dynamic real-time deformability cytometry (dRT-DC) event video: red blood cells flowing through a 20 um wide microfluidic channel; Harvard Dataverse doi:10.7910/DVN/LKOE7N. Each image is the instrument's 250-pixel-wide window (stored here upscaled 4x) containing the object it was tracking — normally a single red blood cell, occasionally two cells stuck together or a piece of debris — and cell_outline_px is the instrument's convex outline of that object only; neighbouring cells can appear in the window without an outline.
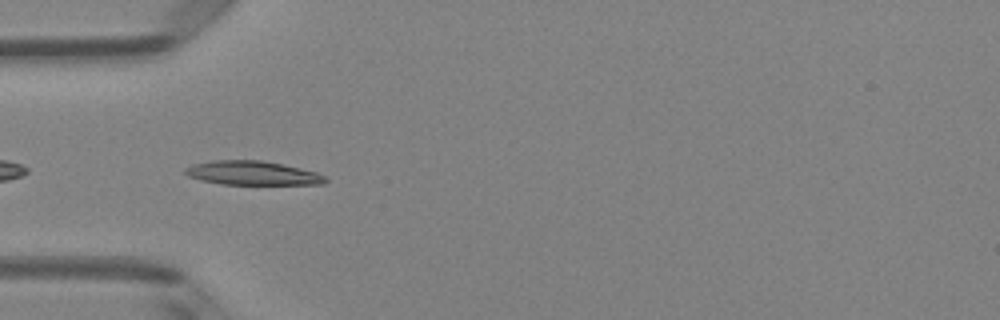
{"species": "Egyptian fruit bat (a non-hibernating species)", "species_latin": "Rousettus aegyptiacus", "temperature_condition": "room temperature", "stored_images_in_passage": 37, "camera_frame_rate_fps": 3000, "um_per_image_px": 0.085, "animal": {"sex": "female"}, "frame": {"image": 1, "passage_image": 2, "time_ms": 0.333, "image_size_px": [1000, 320], "cell_outline_px": [[328, 180], [324, 184], [220, 184], [200, 180], [188, 176], [184, 172], [184, 168], [192, 164], [212, 160], [260, 160], [300, 168], [316, 172], [324, 176]], "centroid_in_image_um": [21.41, 14.71], "position_along_channel_um": 63.6, "area_um2": 19.54}}
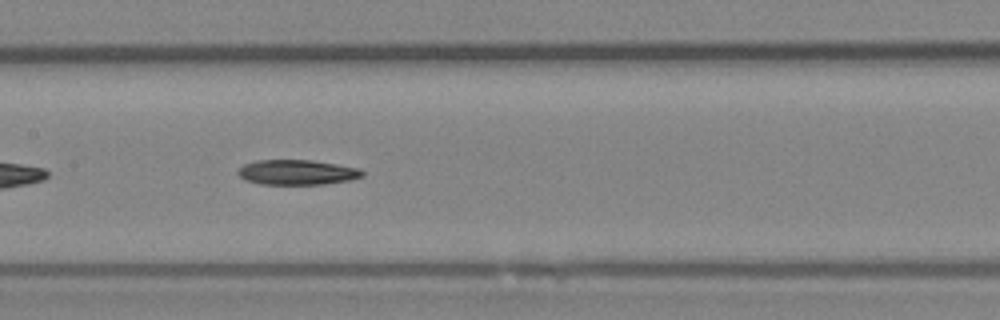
{"frame": {"image": 2, "passage_image": 11, "time_ms": 3.333, "image_size_px": [1000, 320], "cell_outline_px": [[364, 176], [348, 180], [324, 184], [260, 184], [244, 180], [236, 172], [244, 164], [256, 160], [312, 160], [360, 168], [364, 172]], "centroid_in_image_um": [25.24, 14.64], "position_along_channel_um": 182.2, "area_um2": 18.15}}
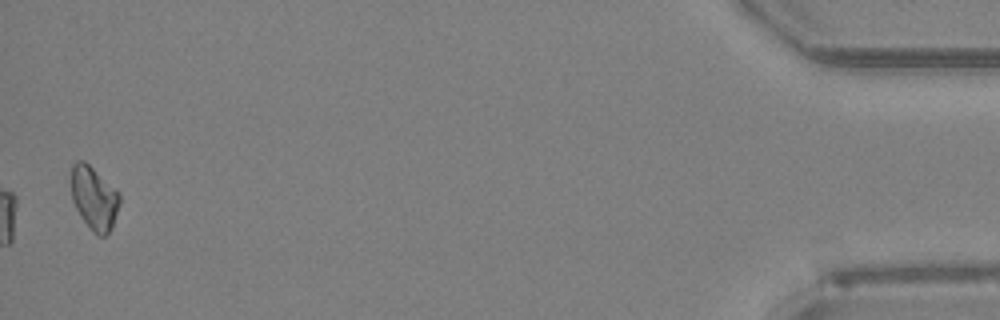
{"frame": {"image": 3, "passage_image": 36, "time_ms": 11.667, "image_size_px": [1000, 320], "cell_outline_px": [[120, 204], [112, 228], [104, 236], [96, 236], [92, 232], [80, 216], [72, 200], [72, 164], [76, 160], [84, 160], [120, 192]], "centroid_in_image_um": [8.01, 16.85], "position_along_channel_um": 427.2, "area_um2": 18.03}, "authors_computed_cell_mechanics": {"area_um2": 18.1492, "velocity_mm_per_s": 4.0021, "shape_relaxation_time_tau1_ms": 6.4587, "shape_relaxation_time_tau2_ms": null, "deformation_change_tau1": 0.1424, "deformation_change_tau2": null}}